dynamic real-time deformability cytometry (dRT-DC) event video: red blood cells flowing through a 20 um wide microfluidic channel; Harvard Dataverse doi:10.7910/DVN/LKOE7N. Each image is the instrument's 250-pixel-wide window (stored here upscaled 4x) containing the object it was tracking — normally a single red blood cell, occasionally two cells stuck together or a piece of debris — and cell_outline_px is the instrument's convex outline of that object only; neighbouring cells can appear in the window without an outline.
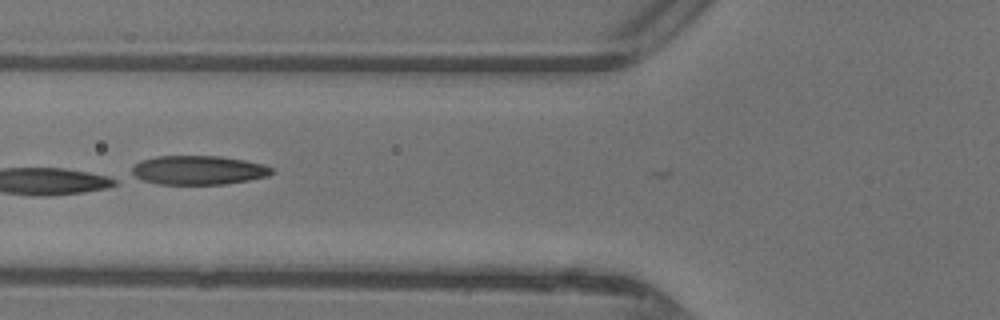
{"species": "common noctule bat (a hibernating species)", "species_latin": "Nyctalus noctula", "temperature_condition": "warm", "stored_images_in_passage": 10, "camera_frame_rate_fps": 3000, "um_per_image_px": 0.085, "animal": {"sex": "female"}, "frame": {"image": 1, "passage_image": 5, "time_ms": 1.333, "image_size_px": [1000, 320], "cell_outline_px": [[272, 172], [268, 176], [248, 180], [224, 184], [160, 184], [144, 180], [136, 176], [132, 172], [132, 168], [140, 160], [156, 156], [220, 156], [244, 160], [264, 164], [272, 168]], "centroid_in_image_um": [16.88, 14.45], "position_along_channel_um": 108.9, "area_um2": 23.47}}